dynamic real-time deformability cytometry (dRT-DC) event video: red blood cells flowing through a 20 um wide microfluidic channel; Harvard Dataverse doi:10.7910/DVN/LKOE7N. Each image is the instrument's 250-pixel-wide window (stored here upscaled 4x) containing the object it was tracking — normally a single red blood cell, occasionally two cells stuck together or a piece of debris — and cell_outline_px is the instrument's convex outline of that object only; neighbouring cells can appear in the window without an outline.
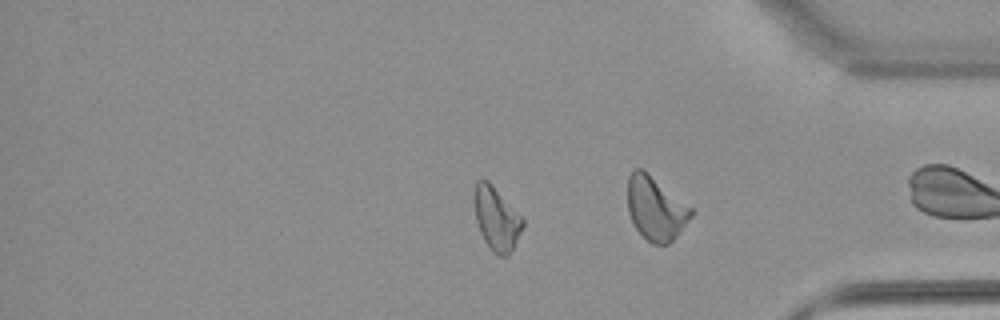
{"species": "common noctule bat (a hibernating species)", "species_latin": "Nyctalus noctula", "temperature_condition": "warm", "stored_images_in_passage": 34, "camera_frame_rate_fps": 3000, "um_per_image_px": 0.085, "animal": {"sex": "female", "body_mass_g": 22.7, "forearm_length_mm": 54.2}, "frame": {"image": 1, "passage_image": 25, "time_ms": 8.0, "image_size_px": [1000, 320], "cell_outline_px": [[524, 224], [512, 252], [508, 256], [496, 256], [492, 252], [484, 240], [480, 232], [476, 220], [472, 196], [476, 180], [488, 180], [524, 220]], "centroid_in_image_um": [42.17, 18.6], "position_along_channel_um": 393.0, "area_um2": 18.03}}